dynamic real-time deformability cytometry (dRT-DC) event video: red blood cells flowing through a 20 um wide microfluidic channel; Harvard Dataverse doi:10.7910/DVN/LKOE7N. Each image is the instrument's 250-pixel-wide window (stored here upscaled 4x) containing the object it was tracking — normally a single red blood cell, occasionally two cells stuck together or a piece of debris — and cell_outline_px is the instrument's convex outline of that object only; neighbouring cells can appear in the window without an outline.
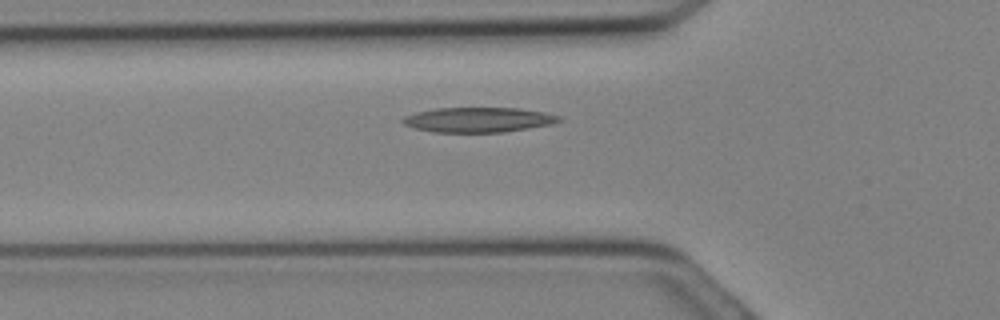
{"species": "Egyptian fruit bat (a non-hibernating species)", "species_latin": "Rousettus aegyptiacus", "temperature_condition": "cold", "stored_images_in_passage": 12, "camera_frame_rate_fps": 3000, "um_per_image_px": 0.085, "animal": {"sex": "female"}, "frame": {"image": 1, "passage_image": 2, "time_ms": 0.333, "image_size_px": [1000, 320], "cell_outline_px": [[564, 120], [552, 124], [504, 132], [432, 132], [416, 128], [404, 124], [400, 120], [404, 116], [416, 112], [436, 108], [520, 108], [544, 112], [560, 116]], "centroid_in_image_um": [40.67, 10.18], "position_along_channel_um": 85.1, "area_um2": 22.72}}
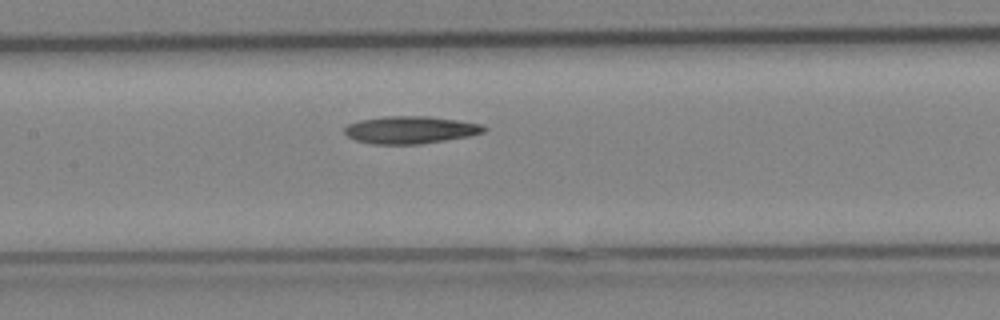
{"frame": {"image": 2, "passage_image": 6, "time_ms": 1.667, "image_size_px": [1000, 320], "cell_outline_px": [[488, 128], [484, 132], [468, 136], [420, 144], [372, 144], [356, 140], [348, 136], [344, 132], [344, 128], [348, 124], [360, 120], [384, 116], [428, 116], [484, 124]], "centroid_in_image_um": [34.89, 11.03], "position_along_channel_um": 172.5, "area_um2": 22.25}}
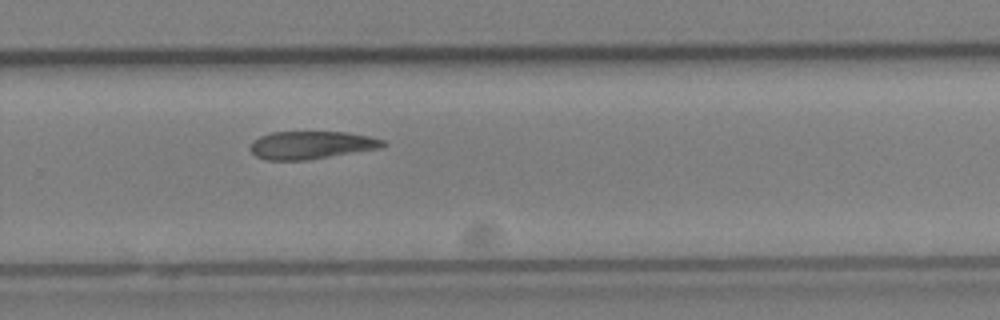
{"frame": {"image": 3, "passage_image": 12, "time_ms": 3.667, "image_size_px": [1000, 320], "cell_outline_px": [[388, 144], [380, 148], [308, 160], [264, 160], [256, 156], [248, 148], [252, 140], [260, 136], [272, 132], [348, 132], [368, 136], [384, 140]], "centroid_in_image_um": [26.43, 12.33], "position_along_channel_um": 303.4, "area_um2": 21.68}}